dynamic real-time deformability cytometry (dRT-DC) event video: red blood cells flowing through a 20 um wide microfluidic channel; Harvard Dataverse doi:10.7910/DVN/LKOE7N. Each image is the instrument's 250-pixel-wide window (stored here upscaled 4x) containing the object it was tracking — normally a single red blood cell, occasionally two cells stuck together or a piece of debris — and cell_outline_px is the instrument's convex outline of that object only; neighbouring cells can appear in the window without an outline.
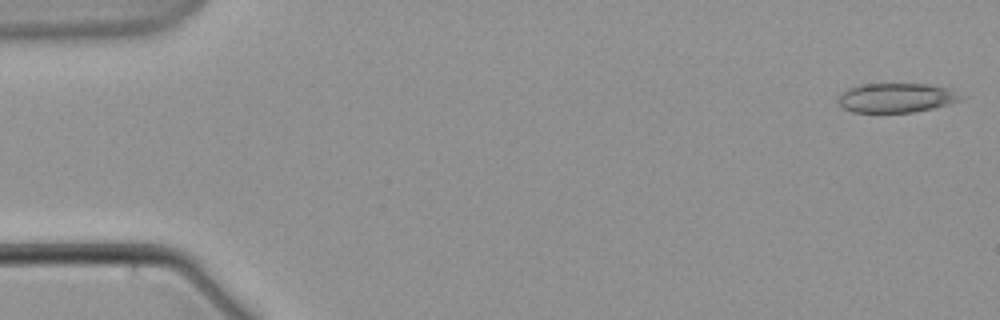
{"species": "common noctule bat (a hibernating species)", "species_latin": "Nyctalus noctula", "temperature_condition": "warm", "stored_images_in_passage": 12, "camera_frame_rate_fps": 3000, "um_per_image_px": 0.085, "animal": {"sex": "male", "body_mass_g": 21.5, "forearm_length_mm": 52.0}, "frame": {"image": 1, "passage_image": 1, "time_ms": 0.0, "image_size_px": [1000, 320], "cell_outline_px": [[968, 96], [964, 100], [932, 108], [912, 112], [852, 112], [844, 108], [836, 100], [840, 92], [848, 88], [860, 84], [928, 84], [948, 88]], "centroid_in_image_um": [76.21, 8.3], "position_along_channel_um": 8.8, "area_um2": 21.27}}
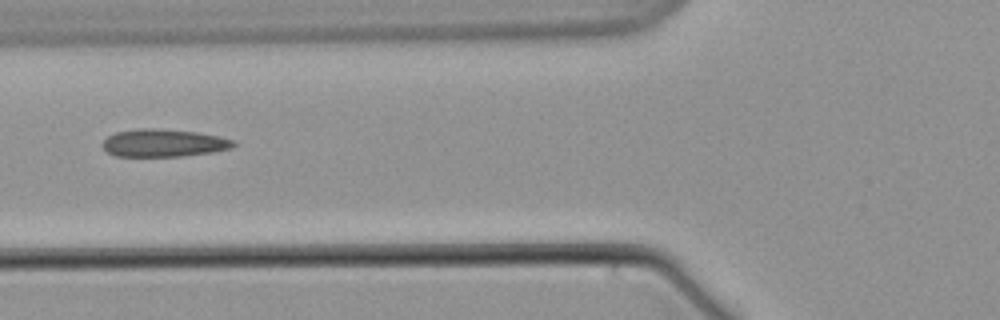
{"frame": {"image": 2, "passage_image": 6, "time_ms": 8.0, "image_size_px": [1000, 320], "cell_outline_px": [[236, 144], [232, 148], [212, 152], [180, 156], [116, 156], [108, 152], [104, 148], [104, 140], [108, 136], [116, 132], [140, 128], [152, 128], [196, 132], [220, 136], [236, 140]], "centroid_in_image_um": [13.96, 12.15], "position_along_channel_um": 111.8, "area_um2": 20.98}}
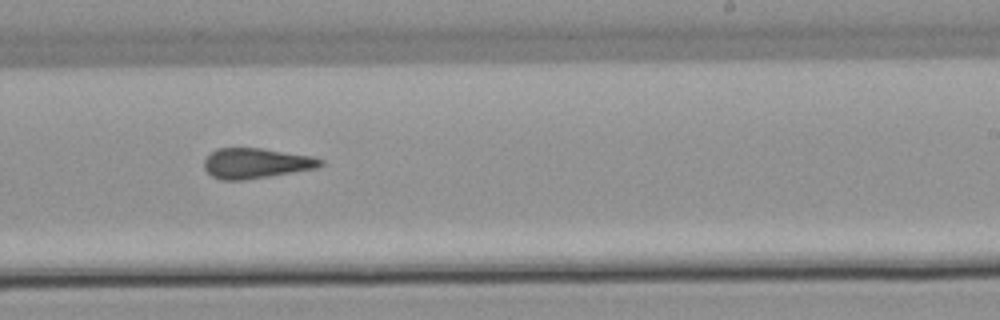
{"frame": {"image": 3, "passage_image": 10, "time_ms": 13.0, "image_size_px": [1000, 320], "cell_outline_px": [[324, 164], [320, 168], [244, 180], [220, 180], [212, 176], [204, 168], [204, 160], [216, 148], [260, 148], [312, 156], [324, 160]], "centroid_in_image_um": [21.79, 13.88], "position_along_channel_um": 267.2, "area_um2": 20.58}}